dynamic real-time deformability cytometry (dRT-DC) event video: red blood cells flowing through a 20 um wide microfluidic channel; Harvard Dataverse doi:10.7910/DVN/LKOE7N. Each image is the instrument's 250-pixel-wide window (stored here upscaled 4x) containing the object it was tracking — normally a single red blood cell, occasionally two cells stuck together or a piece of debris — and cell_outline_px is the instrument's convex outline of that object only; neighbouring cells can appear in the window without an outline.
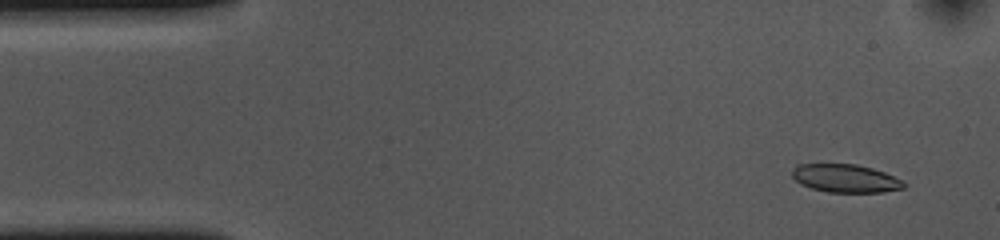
{"species": "common noctule bat (a hibernating species)", "species_latin": "Nyctalus noctula", "temperature_condition": "cold", "stored_images_in_passage": 21, "camera_frame_rate_fps": 3000, "um_per_image_px": 0.085, "animal": {"sex": "female", "body_mass_g": 10.0, "forearm_length_mm": 53.1}, "frame": {"image": 1, "passage_image": 3, "time_ms": 0.667, "image_size_px": [1000, 240], "cell_outline_px": [[904, 188], [884, 192], [828, 192], [812, 188], [800, 184], [792, 176], [792, 168], [796, 164], [856, 164], [872, 168], [884, 172], [904, 180]], "centroid_in_image_um": [71.86, 15.15], "position_along_channel_um": 13.1, "area_um2": 18.38}}
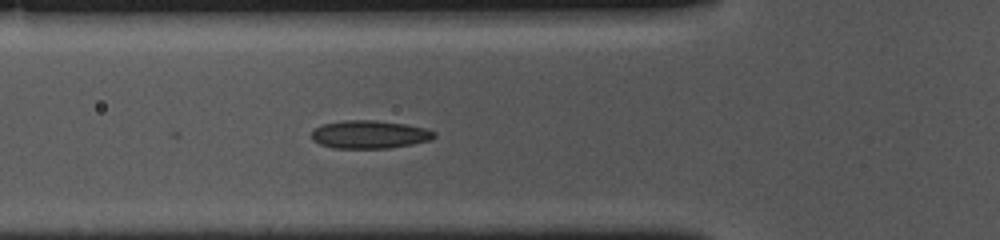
{"frame": {"image": 2, "passage_image": 17, "time_ms": 5.333, "image_size_px": [1000, 240], "cell_outline_px": [[436, 136], [432, 140], [412, 144], [388, 148], [332, 148], [320, 144], [312, 140], [312, 132], [320, 124], [344, 120], [376, 120], [404, 124], [424, 128], [436, 132]], "centroid_in_image_um": [31.4, 11.43], "position_along_channel_um": 94.4, "area_um2": 20.11}}
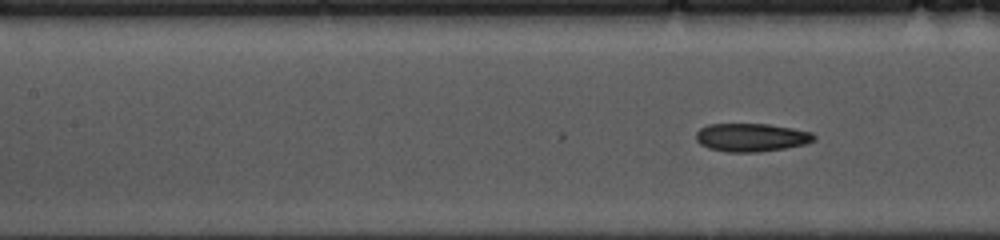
{"frame": {"image": 3, "passage_image": 21, "time_ms": 6.667, "image_size_px": [1000, 240], "cell_outline_px": [[816, 140], [804, 144], [784, 148], [756, 152], [728, 152], [708, 148], [700, 144], [696, 140], [696, 132], [700, 128], [708, 124], [768, 124], [792, 128], [812, 132], [816, 136]], "centroid_in_image_um": [63.85, 11.68], "position_along_channel_um": 143.5, "area_um2": 19.42}}